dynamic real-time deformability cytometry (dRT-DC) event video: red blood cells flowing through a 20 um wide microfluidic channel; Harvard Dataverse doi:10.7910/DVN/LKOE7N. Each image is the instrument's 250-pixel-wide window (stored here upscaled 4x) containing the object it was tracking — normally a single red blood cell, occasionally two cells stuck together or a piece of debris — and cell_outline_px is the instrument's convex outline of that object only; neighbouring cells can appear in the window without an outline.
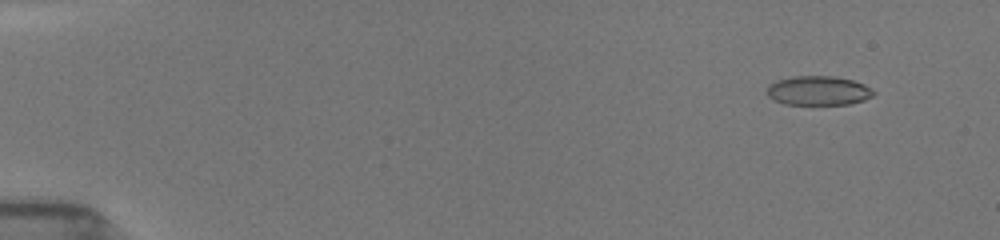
{"species": "common noctule bat (a hibernating species)", "species_latin": "Nyctalus noctula", "temperature_condition": "room temperature", "stored_images_in_passage": 21, "camera_frame_rate_fps": 3000, "um_per_image_px": 0.085, "animal": {"sex": "female", "body_mass_g": 19.5, "forearm_length_mm": 54.1}, "frame": {"image": 1, "passage_image": 5, "time_ms": 1.333, "image_size_px": [1000, 240], "cell_outline_px": [[876, 92], [872, 96], [864, 100], [848, 104], [784, 104], [768, 96], [768, 88], [776, 80], [796, 76], [832, 76], [852, 80], [864, 84], [872, 88]], "centroid_in_image_um": [69.61, 7.7], "position_along_channel_um": 15.4, "area_um2": 17.98}}
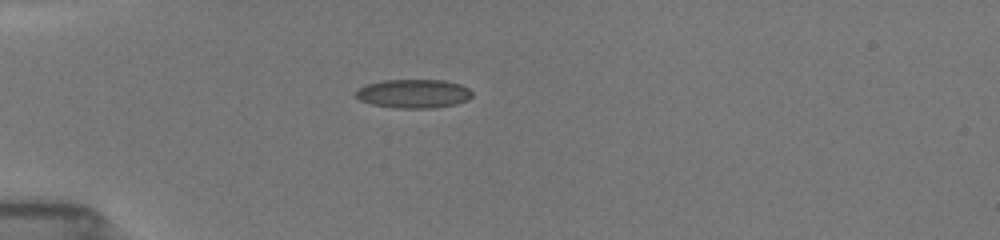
{"frame": {"image": 2, "passage_image": 16, "time_ms": 5.0, "image_size_px": [1000, 240], "cell_outline_px": [[472, 96], [468, 100], [456, 104], [432, 108], [396, 108], [372, 104], [360, 100], [356, 96], [356, 92], [360, 88], [368, 84], [384, 80], [444, 80], [460, 84], [468, 88], [472, 92]], "centroid_in_image_um": [35.19, 7.96], "position_along_channel_um": 49.8, "area_um2": 19.42}}
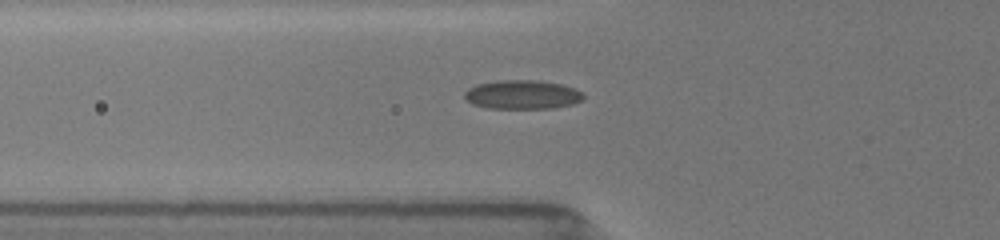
{"frame": {"image": 3, "passage_image": 21, "time_ms": 6.333, "image_size_px": [1000, 240], "cell_outline_px": [[584, 96], [580, 100], [572, 104], [552, 108], [488, 108], [472, 104], [464, 96], [464, 92], [468, 88], [476, 84], [496, 80], [536, 80], [560, 84], [576, 88], [584, 92]], "centroid_in_image_um": [44.39, 8.03], "position_along_channel_um": 81.4, "area_um2": 20.11}}